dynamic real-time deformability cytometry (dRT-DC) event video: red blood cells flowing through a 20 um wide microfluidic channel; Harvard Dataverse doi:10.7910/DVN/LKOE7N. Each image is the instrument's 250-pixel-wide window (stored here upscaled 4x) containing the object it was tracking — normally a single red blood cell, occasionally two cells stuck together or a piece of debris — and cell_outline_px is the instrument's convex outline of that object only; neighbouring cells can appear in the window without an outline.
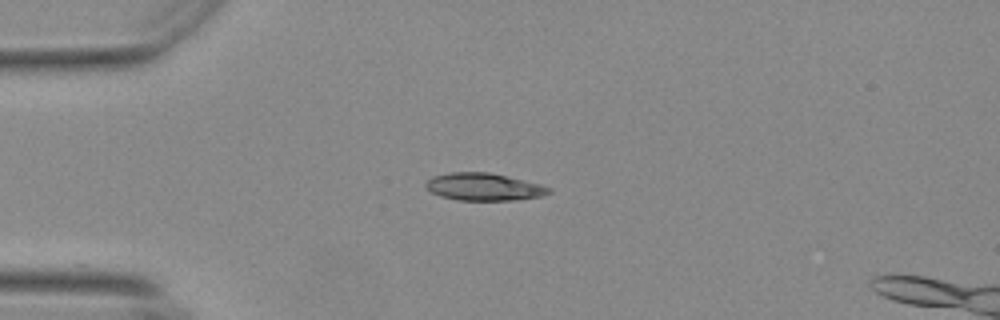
{"species": "Egyptian fruit bat (a non-hibernating species)", "species_latin": "Rousettus aegyptiacus", "temperature_condition": "warm", "stored_images_in_passage": 38, "camera_frame_rate_fps": 3000, "um_per_image_px": 0.085, "animal": {"sex": "female"}, "frame": {"image": 1, "passage_image": 1, "time_ms": 0.0, "image_size_px": [1000, 320], "cell_outline_px": [[552, 192], [544, 196], [516, 200], [460, 200], [440, 196], [432, 192], [424, 184], [432, 176], [452, 172], [488, 172], [540, 184], [552, 188]], "centroid_in_image_um": [41.16, 15.89], "position_along_channel_um": 43.8, "area_um2": 19.59}}
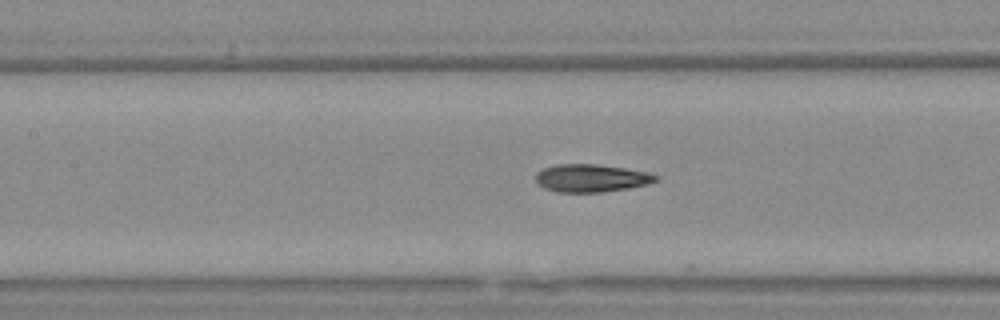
{"frame": {"image": 2, "passage_image": 12, "time_ms": 3.667, "image_size_px": [1000, 320], "cell_outline_px": [[660, 176], [656, 180], [648, 184], [628, 188], [600, 192], [556, 192], [544, 188], [536, 184], [536, 172], [544, 168], [556, 164], [596, 164], [624, 168], [648, 172]], "centroid_in_image_um": [50.23, 15.14], "position_along_channel_um": 157.2, "area_um2": 19.48}}
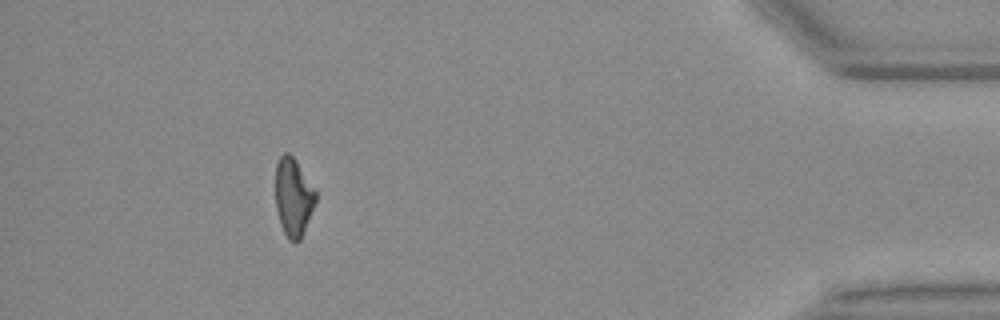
{"frame": {"image": 3, "passage_image": 37, "time_ms": 12.0, "image_size_px": [1000, 320], "cell_outline_px": [[316, 204], [300, 240], [296, 244], [288, 240], [280, 224], [276, 208], [276, 164], [280, 156], [284, 152], [288, 152], [296, 160], [316, 192]], "centroid_in_image_um": [24.94, 16.79], "position_along_channel_um": 410.3, "area_um2": 18.38}}